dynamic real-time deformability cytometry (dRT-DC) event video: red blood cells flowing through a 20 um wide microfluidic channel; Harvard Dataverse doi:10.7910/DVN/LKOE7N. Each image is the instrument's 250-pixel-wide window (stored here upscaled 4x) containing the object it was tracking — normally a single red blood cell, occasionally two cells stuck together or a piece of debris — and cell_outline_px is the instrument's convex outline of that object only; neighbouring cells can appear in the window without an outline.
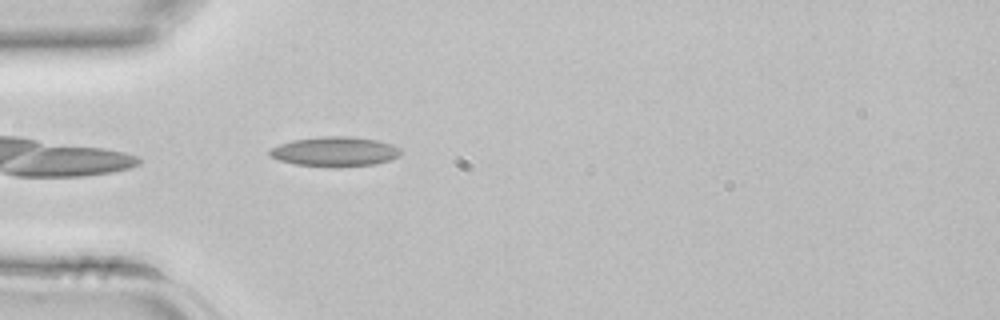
{"species": "common noctule bat (a hibernating species)", "species_latin": "Nyctalus noctula", "temperature_condition": "room temperature", "stored_images_in_passage": 17, "camera_frame_rate_fps": 3000, "um_per_image_px": 0.085, "animal": {"sex": "female", "body_mass_g": 22.7, "forearm_length_mm": 54.2}, "frame": {"image": 1, "passage_image": 1, "time_ms": 0.0, "image_size_px": [1000, 320], "cell_outline_px": [[404, 152], [400, 156], [376, 164], [336, 168], [296, 164], [280, 160], [268, 156], [268, 152], [272, 148], [280, 144], [292, 140], [320, 136], [352, 136], [376, 140], [392, 144], [400, 148]], "centroid_in_image_um": [28.49, 12.89], "position_along_channel_um": 56.5, "area_um2": 23.0}}